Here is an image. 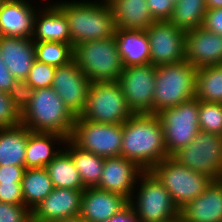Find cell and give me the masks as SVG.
Instances as JSON below:
<instances>
[{
	"label": "cell",
	"mask_w": 222,
	"mask_h": 222,
	"mask_svg": "<svg viewBox=\"0 0 222 222\" xmlns=\"http://www.w3.org/2000/svg\"><path fill=\"white\" fill-rule=\"evenodd\" d=\"M90 84L87 76L72 60L67 65L56 67L51 87L77 117L85 109Z\"/></svg>",
	"instance_id": "5bb4252c"
},
{
	"label": "cell",
	"mask_w": 222,
	"mask_h": 222,
	"mask_svg": "<svg viewBox=\"0 0 222 222\" xmlns=\"http://www.w3.org/2000/svg\"><path fill=\"white\" fill-rule=\"evenodd\" d=\"M198 122L200 131L222 136V103L199 100Z\"/></svg>",
	"instance_id": "d6a6232c"
},
{
	"label": "cell",
	"mask_w": 222,
	"mask_h": 222,
	"mask_svg": "<svg viewBox=\"0 0 222 222\" xmlns=\"http://www.w3.org/2000/svg\"><path fill=\"white\" fill-rule=\"evenodd\" d=\"M68 22L72 47L77 44L115 36V20L108 2H56Z\"/></svg>",
	"instance_id": "3957f363"
},
{
	"label": "cell",
	"mask_w": 222,
	"mask_h": 222,
	"mask_svg": "<svg viewBox=\"0 0 222 222\" xmlns=\"http://www.w3.org/2000/svg\"><path fill=\"white\" fill-rule=\"evenodd\" d=\"M197 68L186 60L156 66L153 114L195 97Z\"/></svg>",
	"instance_id": "5b68a950"
},
{
	"label": "cell",
	"mask_w": 222,
	"mask_h": 222,
	"mask_svg": "<svg viewBox=\"0 0 222 222\" xmlns=\"http://www.w3.org/2000/svg\"><path fill=\"white\" fill-rule=\"evenodd\" d=\"M21 123V99L0 91V128L14 127Z\"/></svg>",
	"instance_id": "836d02e7"
},
{
	"label": "cell",
	"mask_w": 222,
	"mask_h": 222,
	"mask_svg": "<svg viewBox=\"0 0 222 222\" xmlns=\"http://www.w3.org/2000/svg\"><path fill=\"white\" fill-rule=\"evenodd\" d=\"M155 72L151 63L124 67L117 82L133 114H153Z\"/></svg>",
	"instance_id": "7c38bea8"
},
{
	"label": "cell",
	"mask_w": 222,
	"mask_h": 222,
	"mask_svg": "<svg viewBox=\"0 0 222 222\" xmlns=\"http://www.w3.org/2000/svg\"><path fill=\"white\" fill-rule=\"evenodd\" d=\"M128 203L129 201L119 194L90 187L83 191L79 215L87 222H101L110 219Z\"/></svg>",
	"instance_id": "ffe728a7"
},
{
	"label": "cell",
	"mask_w": 222,
	"mask_h": 222,
	"mask_svg": "<svg viewBox=\"0 0 222 222\" xmlns=\"http://www.w3.org/2000/svg\"><path fill=\"white\" fill-rule=\"evenodd\" d=\"M101 222H139V220L132 205L128 203L123 209H121L110 219H106Z\"/></svg>",
	"instance_id": "b9f144b4"
},
{
	"label": "cell",
	"mask_w": 222,
	"mask_h": 222,
	"mask_svg": "<svg viewBox=\"0 0 222 222\" xmlns=\"http://www.w3.org/2000/svg\"><path fill=\"white\" fill-rule=\"evenodd\" d=\"M34 42H60L72 46L70 30L65 13L55 4L37 11L34 19Z\"/></svg>",
	"instance_id": "7402d4cb"
},
{
	"label": "cell",
	"mask_w": 222,
	"mask_h": 222,
	"mask_svg": "<svg viewBox=\"0 0 222 222\" xmlns=\"http://www.w3.org/2000/svg\"><path fill=\"white\" fill-rule=\"evenodd\" d=\"M143 170L132 160L125 157L105 158L102 175L97 188L119 194L128 201L135 193L139 175Z\"/></svg>",
	"instance_id": "9a60e30c"
},
{
	"label": "cell",
	"mask_w": 222,
	"mask_h": 222,
	"mask_svg": "<svg viewBox=\"0 0 222 222\" xmlns=\"http://www.w3.org/2000/svg\"><path fill=\"white\" fill-rule=\"evenodd\" d=\"M133 112L129 109L117 81L93 82L87 94L86 106L80 117L98 123L123 124Z\"/></svg>",
	"instance_id": "ba28073f"
},
{
	"label": "cell",
	"mask_w": 222,
	"mask_h": 222,
	"mask_svg": "<svg viewBox=\"0 0 222 222\" xmlns=\"http://www.w3.org/2000/svg\"><path fill=\"white\" fill-rule=\"evenodd\" d=\"M207 9L206 0H179L169 21L186 33L203 25Z\"/></svg>",
	"instance_id": "4dcf8cb0"
},
{
	"label": "cell",
	"mask_w": 222,
	"mask_h": 222,
	"mask_svg": "<svg viewBox=\"0 0 222 222\" xmlns=\"http://www.w3.org/2000/svg\"><path fill=\"white\" fill-rule=\"evenodd\" d=\"M0 91L10 93L22 98V85L11 74L1 58L0 52Z\"/></svg>",
	"instance_id": "8d00e7d4"
},
{
	"label": "cell",
	"mask_w": 222,
	"mask_h": 222,
	"mask_svg": "<svg viewBox=\"0 0 222 222\" xmlns=\"http://www.w3.org/2000/svg\"><path fill=\"white\" fill-rule=\"evenodd\" d=\"M73 60L91 83L118 81L124 69L114 37L75 45Z\"/></svg>",
	"instance_id": "277c9868"
},
{
	"label": "cell",
	"mask_w": 222,
	"mask_h": 222,
	"mask_svg": "<svg viewBox=\"0 0 222 222\" xmlns=\"http://www.w3.org/2000/svg\"><path fill=\"white\" fill-rule=\"evenodd\" d=\"M36 60L55 67L73 60V47L60 42H34Z\"/></svg>",
	"instance_id": "1f68e13d"
},
{
	"label": "cell",
	"mask_w": 222,
	"mask_h": 222,
	"mask_svg": "<svg viewBox=\"0 0 222 222\" xmlns=\"http://www.w3.org/2000/svg\"><path fill=\"white\" fill-rule=\"evenodd\" d=\"M208 9H219L222 8V0H206Z\"/></svg>",
	"instance_id": "7bdbcfd3"
},
{
	"label": "cell",
	"mask_w": 222,
	"mask_h": 222,
	"mask_svg": "<svg viewBox=\"0 0 222 222\" xmlns=\"http://www.w3.org/2000/svg\"><path fill=\"white\" fill-rule=\"evenodd\" d=\"M0 52L4 64L22 85L36 60L34 41L32 38L0 36Z\"/></svg>",
	"instance_id": "d6986e66"
},
{
	"label": "cell",
	"mask_w": 222,
	"mask_h": 222,
	"mask_svg": "<svg viewBox=\"0 0 222 222\" xmlns=\"http://www.w3.org/2000/svg\"><path fill=\"white\" fill-rule=\"evenodd\" d=\"M114 38L124 67L150 63V45L145 30L116 28Z\"/></svg>",
	"instance_id": "603a6c76"
},
{
	"label": "cell",
	"mask_w": 222,
	"mask_h": 222,
	"mask_svg": "<svg viewBox=\"0 0 222 222\" xmlns=\"http://www.w3.org/2000/svg\"><path fill=\"white\" fill-rule=\"evenodd\" d=\"M21 124L32 132H54L69 139L76 116L52 87L22 90Z\"/></svg>",
	"instance_id": "7a4b0ae2"
},
{
	"label": "cell",
	"mask_w": 222,
	"mask_h": 222,
	"mask_svg": "<svg viewBox=\"0 0 222 222\" xmlns=\"http://www.w3.org/2000/svg\"><path fill=\"white\" fill-rule=\"evenodd\" d=\"M3 1H4V0H0V7H1V5H2Z\"/></svg>",
	"instance_id": "bcb514c9"
},
{
	"label": "cell",
	"mask_w": 222,
	"mask_h": 222,
	"mask_svg": "<svg viewBox=\"0 0 222 222\" xmlns=\"http://www.w3.org/2000/svg\"><path fill=\"white\" fill-rule=\"evenodd\" d=\"M164 222H185V220L179 214L176 217L172 218L171 220H167V221H164Z\"/></svg>",
	"instance_id": "f6af8a7d"
},
{
	"label": "cell",
	"mask_w": 222,
	"mask_h": 222,
	"mask_svg": "<svg viewBox=\"0 0 222 222\" xmlns=\"http://www.w3.org/2000/svg\"><path fill=\"white\" fill-rule=\"evenodd\" d=\"M67 138L54 132H32L26 147L25 168H45L60 152L53 145L61 143L65 145ZM58 143H55V142Z\"/></svg>",
	"instance_id": "cb8c5ba5"
},
{
	"label": "cell",
	"mask_w": 222,
	"mask_h": 222,
	"mask_svg": "<svg viewBox=\"0 0 222 222\" xmlns=\"http://www.w3.org/2000/svg\"><path fill=\"white\" fill-rule=\"evenodd\" d=\"M198 112L199 100L194 97L157 113L164 130V142L169 157L189 145L200 132Z\"/></svg>",
	"instance_id": "9c48e42d"
},
{
	"label": "cell",
	"mask_w": 222,
	"mask_h": 222,
	"mask_svg": "<svg viewBox=\"0 0 222 222\" xmlns=\"http://www.w3.org/2000/svg\"><path fill=\"white\" fill-rule=\"evenodd\" d=\"M185 60L197 69L222 64V36L202 26L186 32Z\"/></svg>",
	"instance_id": "e0dca14e"
},
{
	"label": "cell",
	"mask_w": 222,
	"mask_h": 222,
	"mask_svg": "<svg viewBox=\"0 0 222 222\" xmlns=\"http://www.w3.org/2000/svg\"><path fill=\"white\" fill-rule=\"evenodd\" d=\"M123 124L98 123L76 117L70 139L97 156H121Z\"/></svg>",
	"instance_id": "8fae6325"
},
{
	"label": "cell",
	"mask_w": 222,
	"mask_h": 222,
	"mask_svg": "<svg viewBox=\"0 0 222 222\" xmlns=\"http://www.w3.org/2000/svg\"><path fill=\"white\" fill-rule=\"evenodd\" d=\"M55 222H87L85 221L80 215L73 216V217H67L63 220L55 221Z\"/></svg>",
	"instance_id": "ee69618b"
},
{
	"label": "cell",
	"mask_w": 222,
	"mask_h": 222,
	"mask_svg": "<svg viewBox=\"0 0 222 222\" xmlns=\"http://www.w3.org/2000/svg\"><path fill=\"white\" fill-rule=\"evenodd\" d=\"M150 45V63L154 66L185 60V32L170 21H154L145 30Z\"/></svg>",
	"instance_id": "4fadbf2b"
},
{
	"label": "cell",
	"mask_w": 222,
	"mask_h": 222,
	"mask_svg": "<svg viewBox=\"0 0 222 222\" xmlns=\"http://www.w3.org/2000/svg\"><path fill=\"white\" fill-rule=\"evenodd\" d=\"M25 166H0V183H21Z\"/></svg>",
	"instance_id": "60d3db41"
},
{
	"label": "cell",
	"mask_w": 222,
	"mask_h": 222,
	"mask_svg": "<svg viewBox=\"0 0 222 222\" xmlns=\"http://www.w3.org/2000/svg\"><path fill=\"white\" fill-rule=\"evenodd\" d=\"M185 222H222V180L213 181L198 197L180 209Z\"/></svg>",
	"instance_id": "44dd1931"
},
{
	"label": "cell",
	"mask_w": 222,
	"mask_h": 222,
	"mask_svg": "<svg viewBox=\"0 0 222 222\" xmlns=\"http://www.w3.org/2000/svg\"><path fill=\"white\" fill-rule=\"evenodd\" d=\"M121 156L135 162L143 171L169 157L157 114H133L123 123Z\"/></svg>",
	"instance_id": "6da1fadb"
},
{
	"label": "cell",
	"mask_w": 222,
	"mask_h": 222,
	"mask_svg": "<svg viewBox=\"0 0 222 222\" xmlns=\"http://www.w3.org/2000/svg\"><path fill=\"white\" fill-rule=\"evenodd\" d=\"M179 164L222 180V136L200 131L193 141L171 156Z\"/></svg>",
	"instance_id": "30bf717a"
},
{
	"label": "cell",
	"mask_w": 222,
	"mask_h": 222,
	"mask_svg": "<svg viewBox=\"0 0 222 222\" xmlns=\"http://www.w3.org/2000/svg\"><path fill=\"white\" fill-rule=\"evenodd\" d=\"M83 191L54 188L31 211V222H55L79 215Z\"/></svg>",
	"instance_id": "2e32d148"
},
{
	"label": "cell",
	"mask_w": 222,
	"mask_h": 222,
	"mask_svg": "<svg viewBox=\"0 0 222 222\" xmlns=\"http://www.w3.org/2000/svg\"><path fill=\"white\" fill-rule=\"evenodd\" d=\"M202 27L222 36V8L207 9Z\"/></svg>",
	"instance_id": "ab89813d"
},
{
	"label": "cell",
	"mask_w": 222,
	"mask_h": 222,
	"mask_svg": "<svg viewBox=\"0 0 222 222\" xmlns=\"http://www.w3.org/2000/svg\"><path fill=\"white\" fill-rule=\"evenodd\" d=\"M29 129L18 124L0 128V166H25Z\"/></svg>",
	"instance_id": "484cf974"
},
{
	"label": "cell",
	"mask_w": 222,
	"mask_h": 222,
	"mask_svg": "<svg viewBox=\"0 0 222 222\" xmlns=\"http://www.w3.org/2000/svg\"><path fill=\"white\" fill-rule=\"evenodd\" d=\"M0 202L24 206L21 183H0Z\"/></svg>",
	"instance_id": "f35d334b"
},
{
	"label": "cell",
	"mask_w": 222,
	"mask_h": 222,
	"mask_svg": "<svg viewBox=\"0 0 222 222\" xmlns=\"http://www.w3.org/2000/svg\"><path fill=\"white\" fill-rule=\"evenodd\" d=\"M154 21H169L175 3L172 0H146Z\"/></svg>",
	"instance_id": "74e56055"
},
{
	"label": "cell",
	"mask_w": 222,
	"mask_h": 222,
	"mask_svg": "<svg viewBox=\"0 0 222 222\" xmlns=\"http://www.w3.org/2000/svg\"><path fill=\"white\" fill-rule=\"evenodd\" d=\"M169 192L180 210L200 196L214 181L207 175L195 172L167 157L150 170Z\"/></svg>",
	"instance_id": "8992f818"
},
{
	"label": "cell",
	"mask_w": 222,
	"mask_h": 222,
	"mask_svg": "<svg viewBox=\"0 0 222 222\" xmlns=\"http://www.w3.org/2000/svg\"><path fill=\"white\" fill-rule=\"evenodd\" d=\"M195 98L203 102L222 103V64L197 69Z\"/></svg>",
	"instance_id": "f546056e"
},
{
	"label": "cell",
	"mask_w": 222,
	"mask_h": 222,
	"mask_svg": "<svg viewBox=\"0 0 222 222\" xmlns=\"http://www.w3.org/2000/svg\"><path fill=\"white\" fill-rule=\"evenodd\" d=\"M24 206L32 211L54 189L46 168H27L21 181Z\"/></svg>",
	"instance_id": "83f0119b"
},
{
	"label": "cell",
	"mask_w": 222,
	"mask_h": 222,
	"mask_svg": "<svg viewBox=\"0 0 222 222\" xmlns=\"http://www.w3.org/2000/svg\"><path fill=\"white\" fill-rule=\"evenodd\" d=\"M55 70V66L35 60L29 71L27 79L22 84V90L51 87Z\"/></svg>",
	"instance_id": "e575fe53"
},
{
	"label": "cell",
	"mask_w": 222,
	"mask_h": 222,
	"mask_svg": "<svg viewBox=\"0 0 222 222\" xmlns=\"http://www.w3.org/2000/svg\"><path fill=\"white\" fill-rule=\"evenodd\" d=\"M116 28L146 30L154 22L146 0H106Z\"/></svg>",
	"instance_id": "d4e9b609"
},
{
	"label": "cell",
	"mask_w": 222,
	"mask_h": 222,
	"mask_svg": "<svg viewBox=\"0 0 222 222\" xmlns=\"http://www.w3.org/2000/svg\"><path fill=\"white\" fill-rule=\"evenodd\" d=\"M36 13L28 0H4L0 7V36L32 38Z\"/></svg>",
	"instance_id": "ac0fdd59"
},
{
	"label": "cell",
	"mask_w": 222,
	"mask_h": 222,
	"mask_svg": "<svg viewBox=\"0 0 222 222\" xmlns=\"http://www.w3.org/2000/svg\"><path fill=\"white\" fill-rule=\"evenodd\" d=\"M0 222H31V211L23 205L0 202Z\"/></svg>",
	"instance_id": "d590c367"
},
{
	"label": "cell",
	"mask_w": 222,
	"mask_h": 222,
	"mask_svg": "<svg viewBox=\"0 0 222 222\" xmlns=\"http://www.w3.org/2000/svg\"><path fill=\"white\" fill-rule=\"evenodd\" d=\"M65 144L64 148L74 161L84 187H97L102 175L105 158L78 147L70 138L66 140Z\"/></svg>",
	"instance_id": "4316f807"
},
{
	"label": "cell",
	"mask_w": 222,
	"mask_h": 222,
	"mask_svg": "<svg viewBox=\"0 0 222 222\" xmlns=\"http://www.w3.org/2000/svg\"><path fill=\"white\" fill-rule=\"evenodd\" d=\"M138 178V194L133 193L129 203L139 222H164L180 214L169 192L150 170L143 171Z\"/></svg>",
	"instance_id": "52a82bcc"
},
{
	"label": "cell",
	"mask_w": 222,
	"mask_h": 222,
	"mask_svg": "<svg viewBox=\"0 0 222 222\" xmlns=\"http://www.w3.org/2000/svg\"><path fill=\"white\" fill-rule=\"evenodd\" d=\"M54 188L85 190L74 161L66 150L61 152L45 167Z\"/></svg>",
	"instance_id": "f1b7e54d"
}]
</instances>
